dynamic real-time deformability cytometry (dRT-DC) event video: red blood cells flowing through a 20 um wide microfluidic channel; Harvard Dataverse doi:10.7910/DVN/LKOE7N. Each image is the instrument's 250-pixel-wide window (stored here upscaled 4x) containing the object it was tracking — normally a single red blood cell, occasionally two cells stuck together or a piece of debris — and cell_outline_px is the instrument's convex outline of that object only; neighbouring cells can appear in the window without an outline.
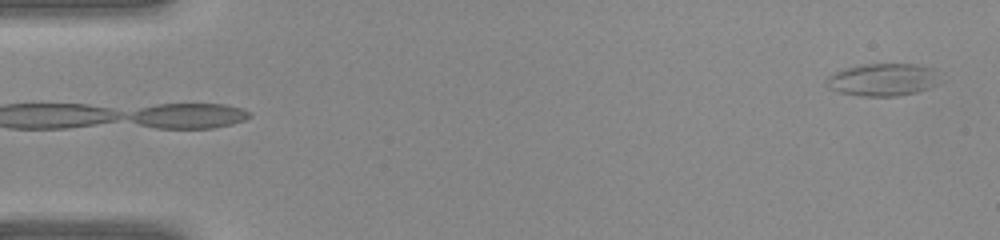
{"species": "common noctule bat (a hibernating species)", "species_latin": "Nyctalus noctula", "temperature_condition": "warm", "stored_images_in_passage": 41, "camera_frame_rate_fps": 3000, "um_per_image_px": 0.085, "animal": {"sex": "female", "body_mass_g": 22.0, "forearm_length_mm": 56.7}, "frame": {"image": 1, "passage_image": 1, "time_ms": 0.0, "image_size_px": [1000, 240], "cell_outline_px": [[932, 84], [928, 88], [916, 92], [896, 96], [860, 96], [840, 92], [828, 88], [824, 84], [824, 80], [828, 76], [844, 68], [860, 64], [916, 64], [932, 68]], "centroid_in_image_um": [74.86, 6.77], "position_along_channel_um": 10.1, "area_um2": 20.98}}
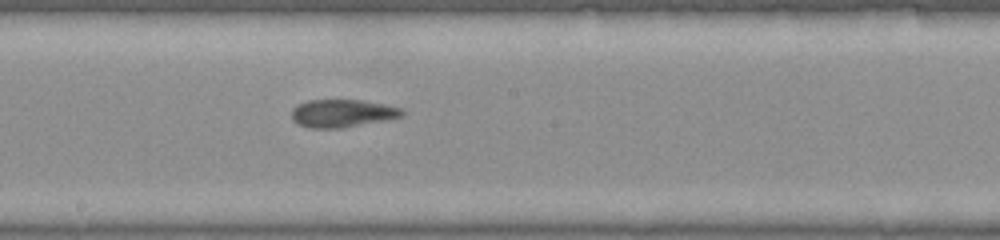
{"frame": {"image": 2, "passage_image": 22, "time_ms": 7.0, "image_size_px": [1000, 240], "cell_outline_px": [[404, 112], [400, 116], [384, 120], [344, 128], [308, 128], [296, 124], [292, 120], [292, 108], [296, 104], [308, 100], [364, 100], [384, 104], [400, 108]], "centroid_in_image_um": [29.02, 9.63], "position_along_channel_um": 219.2, "area_um2": 17.98}}
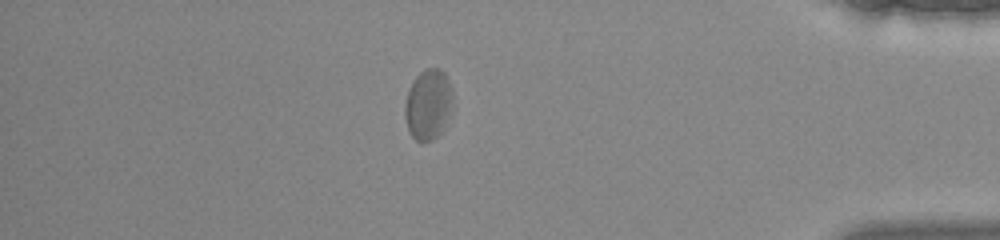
{"frame": {"image": 3, "passage_image": 35, "time_ms": 11.333, "image_size_px": [1000, 240], "cell_outline_px": [[452, 104], [440, 132], [432, 140], [416, 140], [412, 136], [408, 128], [404, 116], [404, 104], [408, 88], [416, 76], [420, 72], [428, 68], [440, 68], [444, 72], [452, 88]], "centroid_in_image_um": [36.36, 8.83], "position_along_channel_um": 398.8, "area_um2": 19.36}}